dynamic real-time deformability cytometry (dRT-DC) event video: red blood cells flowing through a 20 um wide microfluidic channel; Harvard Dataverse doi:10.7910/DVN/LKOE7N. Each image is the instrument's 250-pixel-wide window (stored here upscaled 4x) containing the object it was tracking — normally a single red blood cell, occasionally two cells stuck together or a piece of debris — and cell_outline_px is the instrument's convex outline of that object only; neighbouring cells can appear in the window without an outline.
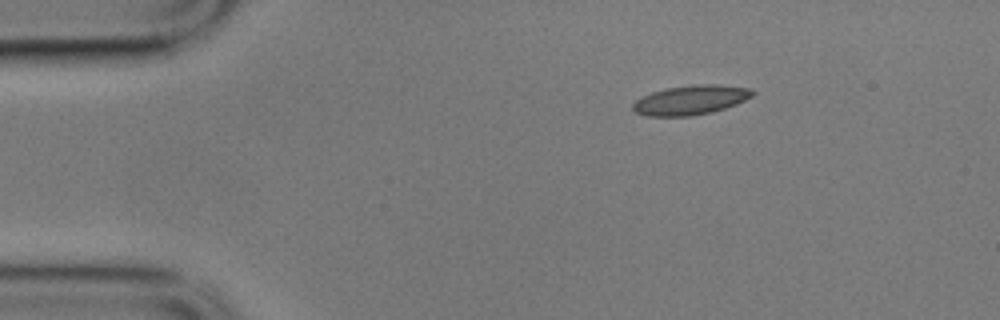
{"species": "common noctule bat (a hibernating species)", "species_latin": "Nyctalus noctula", "temperature_condition": "cold", "stored_images_in_passage": 3, "camera_frame_rate_fps": 3000, "um_per_image_px": 0.085, "animal": {"sex": "male", "body_mass_g": 17.9}, "frame": {"image": 1, "passage_image": 1, "time_ms": 0.0, "image_size_px": [1000, 320], "cell_outline_px": [[756, 92], [752, 96], [736, 104], [712, 112], [688, 116], [648, 116], [636, 112], [632, 108], [632, 104], [636, 100], [652, 92], [668, 88], [700, 84], [716, 84], [752, 88]], "centroid_in_image_um": [58.73, 8.5], "position_along_channel_um": 26.3, "area_um2": 20.35}}